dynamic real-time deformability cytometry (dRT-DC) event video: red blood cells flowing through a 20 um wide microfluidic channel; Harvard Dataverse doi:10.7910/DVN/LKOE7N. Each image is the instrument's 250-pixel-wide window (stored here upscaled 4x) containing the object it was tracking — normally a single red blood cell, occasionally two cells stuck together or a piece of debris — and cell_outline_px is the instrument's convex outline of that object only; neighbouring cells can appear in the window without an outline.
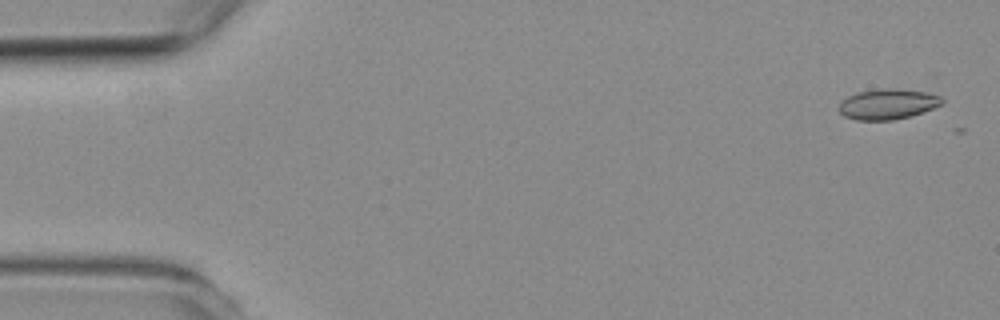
{"species": "common noctule bat (a hibernating species)", "species_latin": "Nyctalus noctula", "temperature_condition": "room temperature", "stored_images_in_passage": 5, "camera_frame_rate_fps": 3000, "um_per_image_px": 0.085, "animal": {"sex": "female", "body_mass_g": 19.3, "forearm_length_mm": 54.1}, "frame": {"image": 1, "passage_image": 2, "time_ms": 0.333, "image_size_px": [1000, 320], "cell_outline_px": [[944, 104], [912, 116], [892, 120], [856, 120], [844, 116], [840, 112], [840, 100], [856, 92], [884, 88], [896, 88], [924, 92], [940, 96], [944, 100]], "centroid_in_image_um": [75.46, 8.85], "position_along_channel_um": 9.5, "area_um2": 18.38}}